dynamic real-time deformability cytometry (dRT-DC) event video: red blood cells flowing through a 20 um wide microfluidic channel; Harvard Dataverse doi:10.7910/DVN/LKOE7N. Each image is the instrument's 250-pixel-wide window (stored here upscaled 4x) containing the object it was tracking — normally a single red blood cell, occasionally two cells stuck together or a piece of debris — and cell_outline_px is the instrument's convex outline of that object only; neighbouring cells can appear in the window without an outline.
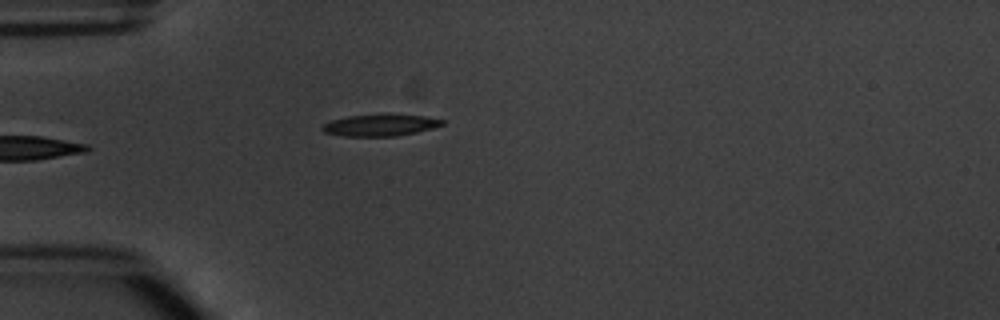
{"species": "common noctule bat (a hibernating species)", "species_latin": "Nyctalus noctula", "temperature_condition": "warm", "stored_images_in_passage": 5, "camera_frame_rate_fps": 3000, "um_per_image_px": 0.085, "animal": {"sex": "male", "body_mass_g": 20.1, "forearm_length_mm": 53.5}, "frame": {"image": 1, "passage_image": 5, "time_ms": 5.0, "image_size_px": [1000, 320], "cell_outline_px": [[444, 124], [432, 128], [416, 132], [396, 136], [344, 136], [324, 132], [320, 128], [324, 124], [332, 120], [348, 116], [424, 116], [444, 120]], "centroid_in_image_um": [32.29, 10.67], "position_along_channel_um": 52.7, "area_um2": 14.45}}